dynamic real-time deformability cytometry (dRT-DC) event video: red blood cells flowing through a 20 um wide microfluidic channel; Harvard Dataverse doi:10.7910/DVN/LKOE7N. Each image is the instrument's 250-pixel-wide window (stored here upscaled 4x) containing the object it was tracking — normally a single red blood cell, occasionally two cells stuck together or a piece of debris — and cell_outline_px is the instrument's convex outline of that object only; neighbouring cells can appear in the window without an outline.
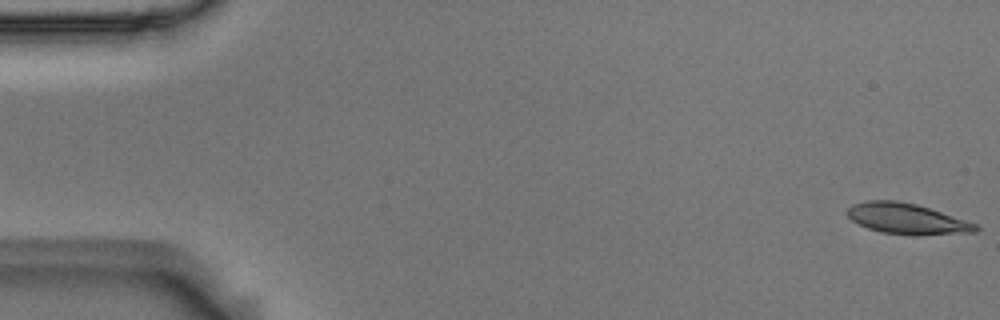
{"species": "Egyptian fruit bat (a non-hibernating species)", "species_latin": "Rousettus aegyptiacus", "temperature_condition": "room temperature", "stored_images_in_passage": 54, "camera_frame_rate_fps": 3000, "um_per_image_px": 0.085, "animal": {"sex": "male"}, "frame": {"image": 1, "passage_image": 1, "time_ms": 0.0, "image_size_px": [1000, 320], "cell_outline_px": [[980, 228], [976, 232], [880, 232], [868, 228], [852, 220], [844, 212], [852, 204], [864, 200], [896, 200], [916, 204], [976, 224]], "centroid_in_image_um": [76.94, 18.52], "position_along_channel_um": 8.1, "area_um2": 21.62}}
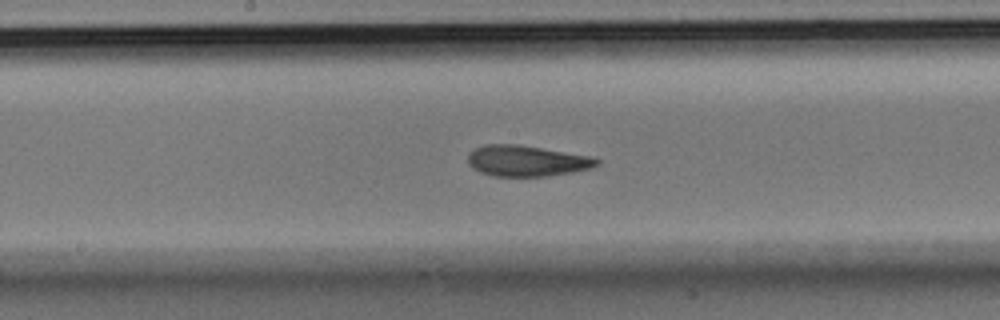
{"frame": {"image": 2, "passage_image": 28, "time_ms": 9.0, "image_size_px": [1000, 320], "cell_outline_px": [[600, 164], [592, 168], [572, 172], [548, 176], [492, 176], [480, 172], [472, 168], [468, 164], [468, 156], [476, 148], [484, 144], [520, 144], [592, 156], [600, 160]], "centroid_in_image_um": [44.8, 13.67], "position_along_channel_um": 203.4, "area_um2": 23.41}}
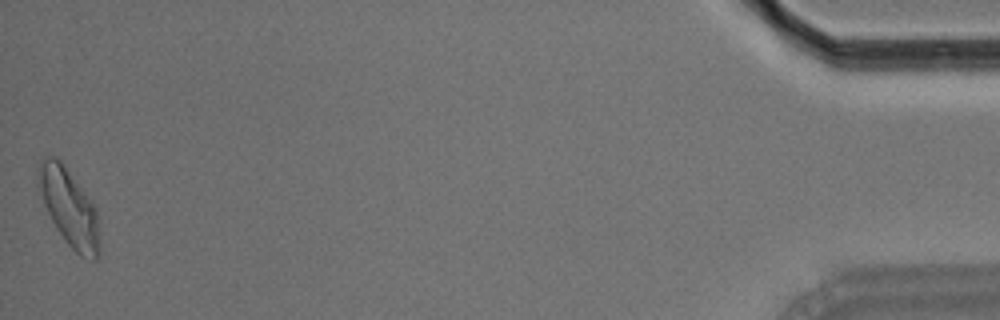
{"frame": {"image": 3, "passage_image": 54, "time_ms": 17.667, "image_size_px": [1000, 320], "cell_outline_px": [[100, 256], [96, 260], [92, 260], [80, 256], [64, 240], [56, 228], [44, 204], [36, 184], [44, 160], [48, 156], [56, 156], [60, 160], [92, 200], [96, 208], [100, 240]], "centroid_in_image_um": [5.93, 17.71], "position_along_channel_um": 429.3, "area_um2": 27.4}, "authors_computed_cell_mechanics": {"area_um2": 23.409, "velocity_mm_per_s": 3.6976, "shape_relaxation_time_tau1_ms": 4.2877, "shape_relaxation_time_tau2_ms": 2.0338, "deformation_change_tau1": 0.185, "deformation_change_tau2": 0.1019}}